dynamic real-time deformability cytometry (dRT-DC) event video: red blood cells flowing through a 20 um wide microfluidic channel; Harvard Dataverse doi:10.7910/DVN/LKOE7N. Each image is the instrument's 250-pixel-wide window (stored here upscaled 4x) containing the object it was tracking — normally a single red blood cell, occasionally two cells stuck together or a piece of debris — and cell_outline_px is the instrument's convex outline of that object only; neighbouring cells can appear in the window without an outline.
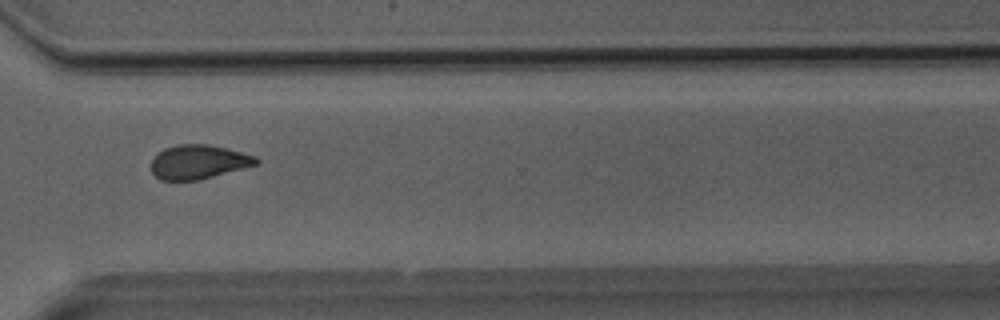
{"species": "Egyptian fruit bat (a non-hibernating species)", "species_latin": "Rousettus aegyptiacus", "temperature_condition": "room temperature", "stored_images_in_passage": 37, "camera_frame_rate_fps": 3000, "um_per_image_px": 0.085, "animal": {"sex": "male"}, "frame": {"image": 1, "passage_image": 28, "time_ms": 9.0, "image_size_px": [1000, 320], "cell_outline_px": [[260, 164], [200, 180], [160, 180], [152, 172], [152, 160], [164, 148], [176, 144], [208, 144], [256, 156], [260, 160]], "centroid_in_image_um": [16.9, 13.77], "position_along_channel_um": 353.7, "area_um2": 20.87}}
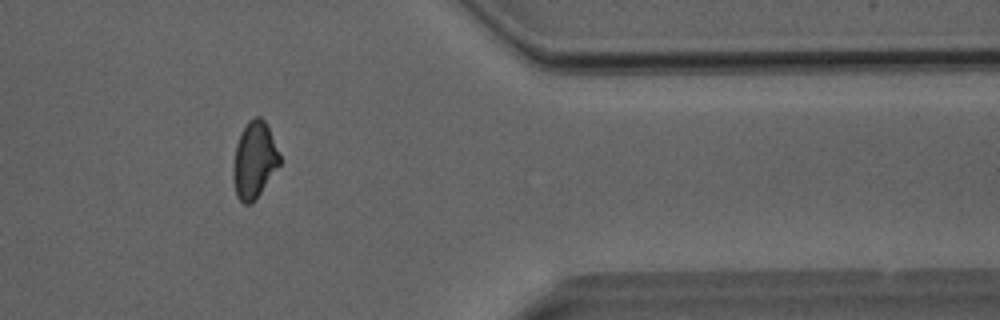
{"frame": {"image": 2, "passage_image": 31, "time_ms": 10.0, "image_size_px": [1000, 320], "cell_outline_px": [[280, 164], [252, 204], [244, 204], [236, 196], [232, 176], [232, 168], [236, 144], [240, 132], [248, 120], [256, 116], [260, 116], [264, 120], [268, 128], [280, 156]], "centroid_in_image_um": [21.58, 13.61], "position_along_channel_um": 389.8, "area_um2": 20.69}}
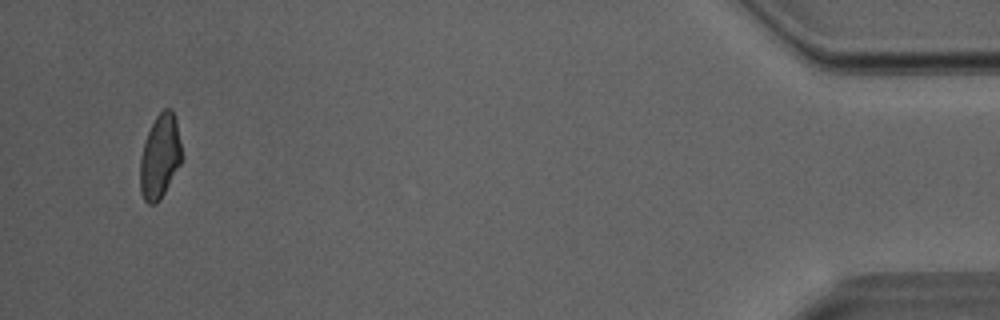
{"frame": {"image": 3, "passage_image": 36, "time_ms": 11.667, "image_size_px": [1000, 320], "cell_outline_px": [[180, 164], [160, 200], [156, 204], [148, 204], [144, 200], [140, 192], [140, 160], [144, 144], [148, 132], [156, 116], [164, 108], [172, 108], [176, 120], [180, 140]], "centroid_in_image_um": [13.58, 13.32], "position_along_channel_um": 421.6, "area_um2": 20.11}}